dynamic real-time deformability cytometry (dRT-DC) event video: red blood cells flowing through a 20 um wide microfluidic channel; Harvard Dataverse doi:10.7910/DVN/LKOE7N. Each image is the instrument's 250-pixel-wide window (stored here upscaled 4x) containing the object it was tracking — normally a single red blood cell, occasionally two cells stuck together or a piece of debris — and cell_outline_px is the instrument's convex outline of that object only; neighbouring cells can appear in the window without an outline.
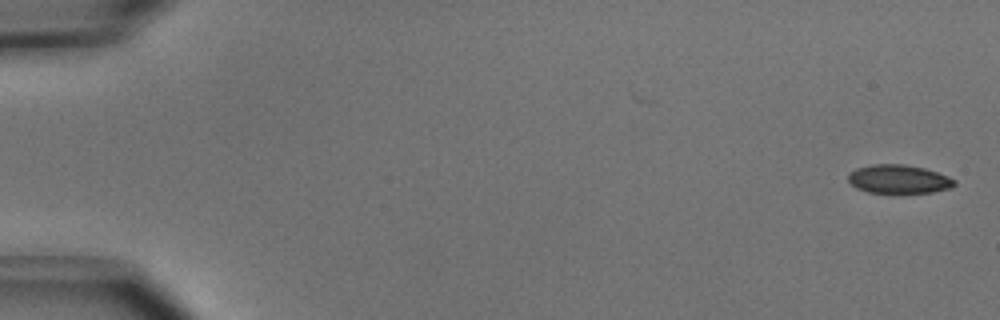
{"species": "common noctule bat (a hibernating species)", "species_latin": "Nyctalus noctula", "temperature_condition": "cold", "stored_images_in_passage": 13, "camera_frame_rate_fps": 3000, "um_per_image_px": 0.085, "animal": {"sex": "male", "body_mass_g": 15.6}, "frame": {"image": 1, "passage_image": 1, "time_ms": 0.0, "image_size_px": [1000, 320], "cell_outline_px": [[956, 184], [952, 188], [932, 192], [868, 192], [856, 188], [848, 180], [848, 172], [856, 168], [872, 164], [904, 164], [924, 168], [948, 176], [956, 180]], "centroid_in_image_um": [76.39, 15.21], "position_along_channel_um": 8.6, "area_um2": 17.69}}